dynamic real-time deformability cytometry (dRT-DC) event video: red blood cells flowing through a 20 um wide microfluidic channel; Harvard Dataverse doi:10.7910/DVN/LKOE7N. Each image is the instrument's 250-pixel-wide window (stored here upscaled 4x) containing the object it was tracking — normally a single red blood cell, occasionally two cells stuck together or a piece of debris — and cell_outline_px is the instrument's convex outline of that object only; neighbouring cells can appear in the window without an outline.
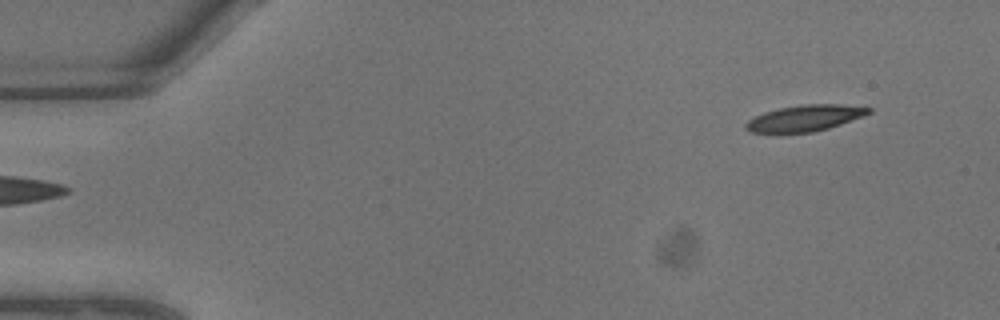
{"species": "common noctule bat (a hibernating species)", "species_latin": "Nyctalus noctula", "temperature_condition": "warm", "stored_images_in_passage": 8, "segment_of_instrument_passage": [2, 2], "camera_frame_rate_fps": 3000, "um_per_image_px": 0.085, "animal": {"sex": "male", "body_mass_g": 13.3}, "frame": {"image": 1, "passage_image": 8, "time_ms": 2.333, "image_size_px": [1000, 320], "cell_outline_px": [[872, 112], [864, 116], [828, 128], [812, 132], [780, 136], [776, 136], [752, 132], [744, 128], [744, 124], [748, 120], [764, 112], [780, 108], [804, 104], [840, 104], [872, 108]], "centroid_in_image_um": [68.33, 10.09], "position_along_channel_um": 16.7, "area_um2": 19.42}}